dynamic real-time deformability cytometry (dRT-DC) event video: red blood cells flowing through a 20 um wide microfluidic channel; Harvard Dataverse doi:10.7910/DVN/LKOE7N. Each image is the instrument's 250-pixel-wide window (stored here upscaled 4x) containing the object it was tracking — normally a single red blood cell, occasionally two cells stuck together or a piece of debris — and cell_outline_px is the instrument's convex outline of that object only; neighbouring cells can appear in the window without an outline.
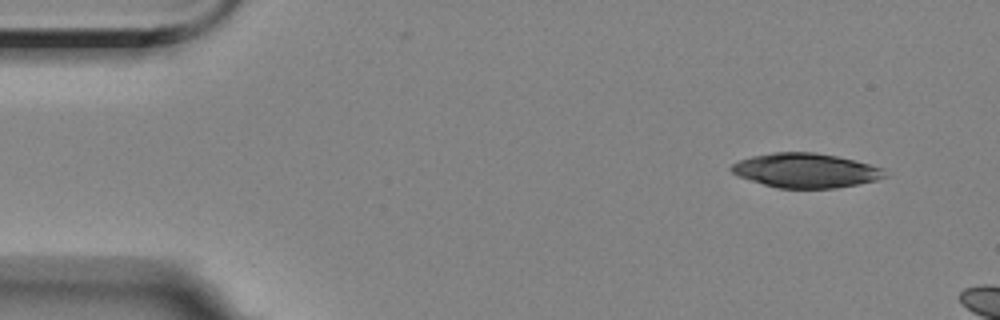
{"species": "Egyptian fruit bat (a non-hibernating species)", "species_latin": "Rousettus aegyptiacus", "temperature_condition": "room temperature", "stored_images_in_passage": 3, "camera_frame_rate_fps": 3000, "um_per_image_px": 0.085, "animal": {"sex": "female"}, "frame": {"image": 1, "passage_image": 1, "time_ms": 0.0, "image_size_px": [1000, 320], "cell_outline_px": [[888, 176], [876, 180], [836, 188], [776, 188], [736, 176], [728, 168], [732, 164], [740, 160], [752, 156], [772, 152], [812, 152], [836, 156], [884, 168]], "centroid_in_image_um": [68.45, 14.49], "position_along_channel_um": 16.6, "area_um2": 30.75}}